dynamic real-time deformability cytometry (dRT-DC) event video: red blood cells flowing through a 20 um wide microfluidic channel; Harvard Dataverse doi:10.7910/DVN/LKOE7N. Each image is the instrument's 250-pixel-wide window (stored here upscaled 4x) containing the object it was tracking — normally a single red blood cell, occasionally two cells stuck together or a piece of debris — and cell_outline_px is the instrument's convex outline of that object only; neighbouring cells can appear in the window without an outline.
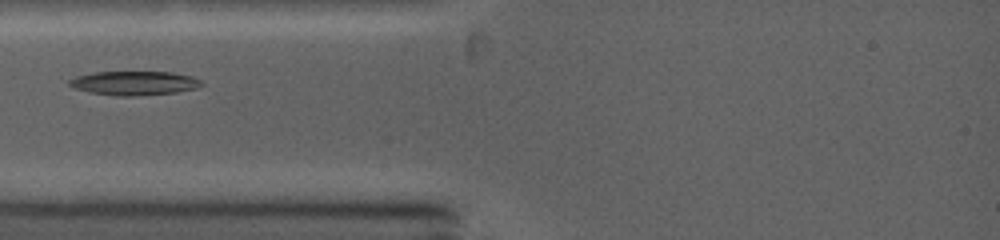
{"species": "common noctule bat (a hibernating species)", "species_latin": "Nyctalus noctula", "temperature_condition": "warm", "stored_images_in_passage": 18, "camera_frame_rate_fps": 5000, "um_per_image_px": 0.085, "animal": {"sex": "female", "body_mass_g": 19.0, "forearm_length_mm": 53.3}, "frame": {"image": 1, "passage_image": 1, "time_ms": 0.0, "image_size_px": [1000, 240], "cell_outline_px": [[204, 84], [196, 88], [176, 92], [136, 96], [120, 96], [92, 92], [76, 88], [68, 84], [68, 80], [76, 76], [96, 72], [172, 72], [192, 76], [200, 80]], "centroid_in_image_um": [11.44, 7.06], "position_along_channel_um": 73.6, "area_um2": 18.32}}
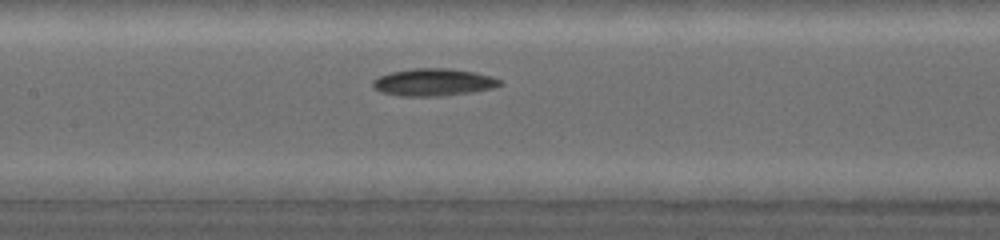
{"frame": {"image": 2, "passage_image": 8, "time_ms": 2.4, "image_size_px": [1000, 240], "cell_outline_px": [[504, 84], [492, 88], [472, 92], [440, 96], [400, 96], [380, 92], [372, 84], [372, 80], [380, 76], [392, 72], [412, 68], [448, 68], [472, 72], [488, 76], [500, 80]], "centroid_in_image_um": [36.82, 6.99], "position_along_channel_um": 170.6, "area_um2": 20.06}}
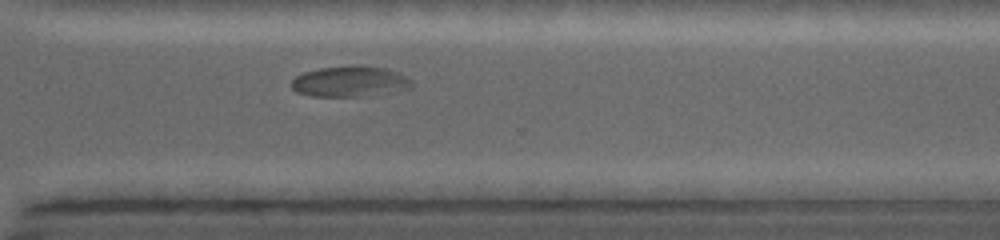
{"frame": {"image": 3, "passage_image": 18, "time_ms": 6.6, "image_size_px": [1000, 240], "cell_outline_px": [[412, 84], [360, 96], [312, 96], [296, 92], [292, 88], [292, 80], [296, 76], [304, 72], [320, 68], [356, 64], [360, 64], [384, 68], [396, 72], [404, 76]], "centroid_in_image_um": [29.55, 6.88], "position_along_channel_um": 341.1, "area_um2": 20.52}}